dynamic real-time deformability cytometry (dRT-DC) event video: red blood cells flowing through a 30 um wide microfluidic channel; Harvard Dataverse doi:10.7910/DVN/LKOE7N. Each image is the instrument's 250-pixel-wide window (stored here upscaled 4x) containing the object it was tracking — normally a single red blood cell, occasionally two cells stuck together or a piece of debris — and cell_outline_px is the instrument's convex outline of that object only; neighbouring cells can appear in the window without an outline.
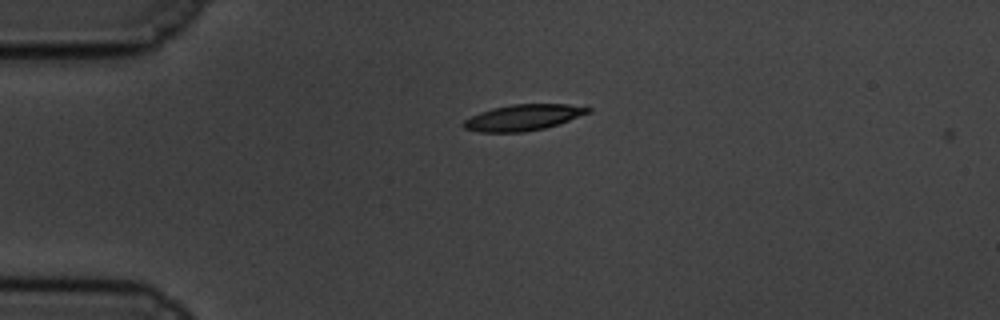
{"species": "common noctule bat (a hibernating species)", "species_latin": "Nyctalus noctula", "temperature_condition": "cold", "stored_images_in_passage": 2, "camera_frame_rate_fps": 3000, "um_per_image_px": 0.085, "animal": {"sex": "male", "body_mass_g": 19.5, "forearm_length_mm": 54.6}, "frame": {"image": 1, "passage_image": 1, "time_ms": 0.0, "image_size_px": [1000, 320], "cell_outline_px": [[592, 112], [544, 128], [524, 132], [480, 132], [464, 128], [460, 124], [464, 120], [480, 112], [492, 108], [512, 104], [568, 104], [592, 108]], "centroid_in_image_um": [44.45, 9.98], "position_along_channel_um": 40.6, "area_um2": 18.79}}